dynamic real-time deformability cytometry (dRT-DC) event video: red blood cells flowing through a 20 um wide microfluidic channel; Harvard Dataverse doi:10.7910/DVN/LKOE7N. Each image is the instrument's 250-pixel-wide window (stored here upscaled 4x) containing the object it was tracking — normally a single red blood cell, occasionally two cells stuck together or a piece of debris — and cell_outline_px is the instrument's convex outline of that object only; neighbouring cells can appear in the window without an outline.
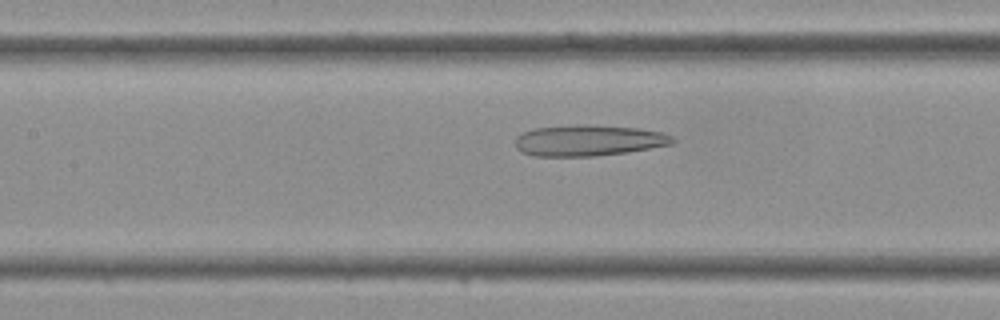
{"species": "Egyptian fruit bat (a non-hibernating species)", "species_latin": "Rousettus aegyptiacus", "temperature_condition": "cold", "stored_images_in_passage": 23, "camera_frame_rate_fps": 3000, "um_per_image_px": 0.085, "frame": {"image": 1, "passage_image": 8, "time_ms": 2.333, "image_size_px": [1000, 320], "cell_outline_px": [[676, 140], [672, 144], [628, 152], [596, 156], [532, 156], [520, 152], [516, 148], [516, 136], [532, 128], [580, 124], [584, 124], [640, 128], [660, 132], [672, 136]], "centroid_in_image_um": [50.0, 11.94], "position_along_channel_um": 157.4, "area_um2": 28.67}}
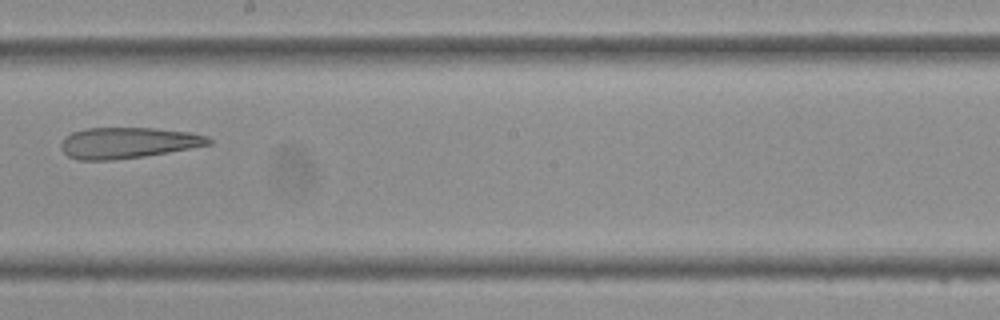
{"frame": {"image": 2, "passage_image": 13, "time_ms": 4.0, "image_size_px": [1000, 320], "cell_outline_px": [[212, 144], [168, 152], [144, 156], [112, 160], [80, 160], [68, 156], [60, 148], [60, 144], [72, 132], [84, 128], [156, 128], [188, 132], [208, 136], [212, 140]], "centroid_in_image_um": [10.87, 12.14], "position_along_channel_um": 237.3, "area_um2": 26.53}}
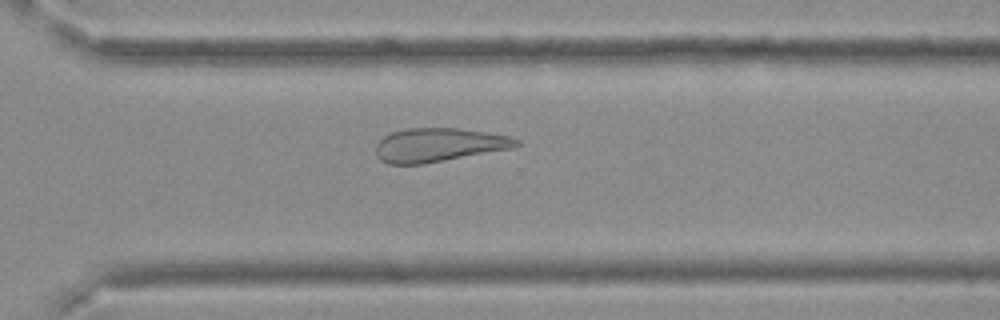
{"frame": {"image": 3, "passage_image": 19, "time_ms": 6.0, "image_size_px": [1000, 320], "cell_outline_px": [[520, 144], [516, 148], [424, 164], [388, 164], [380, 160], [376, 156], [376, 144], [384, 136], [392, 132], [404, 128], [460, 128], [508, 136], [520, 140]], "centroid_in_image_um": [37.3, 12.33], "position_along_channel_um": 333.3, "area_um2": 27.86}}